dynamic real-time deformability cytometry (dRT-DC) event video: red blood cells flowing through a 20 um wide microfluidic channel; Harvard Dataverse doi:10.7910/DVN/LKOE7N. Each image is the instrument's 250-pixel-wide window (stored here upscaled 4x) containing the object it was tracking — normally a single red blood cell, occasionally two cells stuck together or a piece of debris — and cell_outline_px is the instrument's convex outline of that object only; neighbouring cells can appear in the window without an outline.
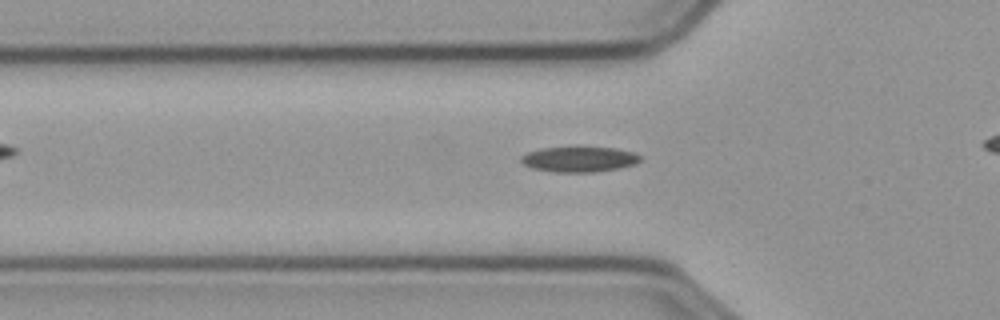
{"species": "common noctule bat (a hibernating species)", "species_latin": "Nyctalus noctula", "temperature_condition": "cold", "stored_images_in_passage": 34, "camera_frame_rate_fps": 3000, "um_per_image_px": 0.085, "animal": {"sex": "male", "body_mass_g": 23.1, "forearm_length_mm": 52.7}, "frame": {"image": 1, "passage_image": 6, "time_ms": 1.667, "image_size_px": [1000, 320], "cell_outline_px": [[640, 160], [636, 164], [616, 168], [592, 172], [556, 172], [532, 168], [524, 164], [520, 160], [520, 156], [528, 152], [540, 148], [576, 144], [580, 144], [616, 148], [632, 152], [640, 156]], "centroid_in_image_um": [49.19, 13.47], "position_along_channel_um": 76.6, "area_um2": 18.38}}
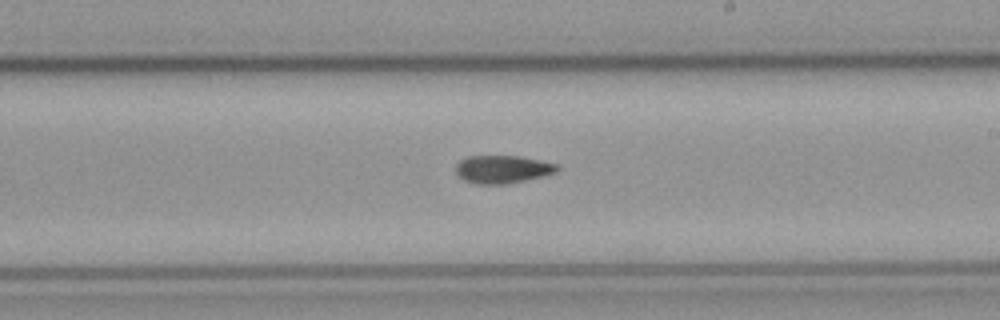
{"frame": {"image": 2, "passage_image": 20, "time_ms": 6.333, "image_size_px": [1000, 320], "cell_outline_px": [[560, 168], [556, 172], [524, 180], [504, 184], [476, 184], [464, 180], [456, 176], [456, 164], [460, 160], [468, 156], [520, 156], [556, 164]], "centroid_in_image_um": [42.65, 14.38], "position_along_channel_um": 246.3, "area_um2": 16.36}}
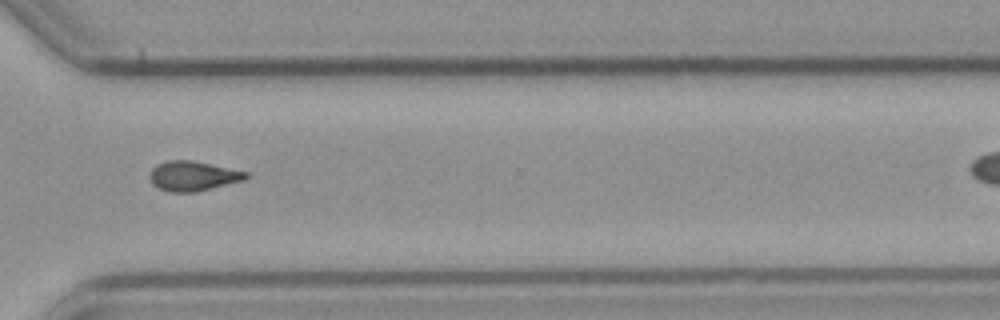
{"frame": {"image": 3, "passage_image": 29, "time_ms": 9.333, "image_size_px": [1000, 320], "cell_outline_px": [[248, 176], [244, 180], [196, 192], [168, 192], [152, 184], [148, 176], [152, 168], [156, 164], [168, 160], [192, 160], [248, 172]], "centroid_in_image_um": [16.36, 14.96], "position_along_channel_um": 354.2, "area_um2": 16.7}}